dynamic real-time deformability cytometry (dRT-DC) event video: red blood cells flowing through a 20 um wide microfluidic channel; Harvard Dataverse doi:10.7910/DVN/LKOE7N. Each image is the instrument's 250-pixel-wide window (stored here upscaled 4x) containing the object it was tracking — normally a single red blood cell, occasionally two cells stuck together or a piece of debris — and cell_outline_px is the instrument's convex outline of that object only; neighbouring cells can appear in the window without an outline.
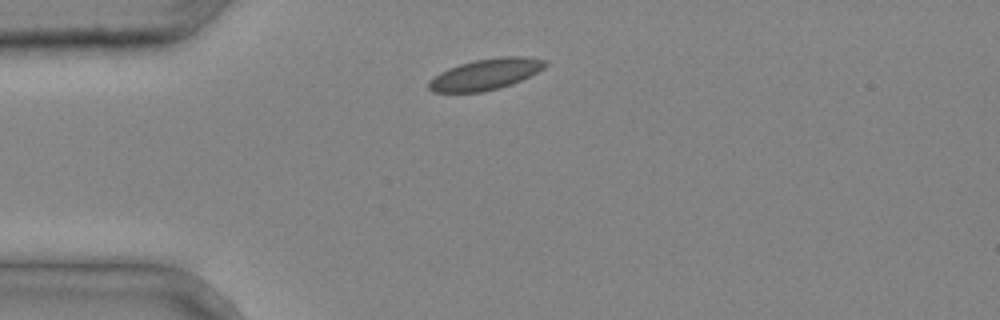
{"species": "common noctule bat (a hibernating species)", "species_latin": "Nyctalus noctula", "temperature_condition": "cold", "stored_images_in_passage": 2, "camera_frame_rate_fps": 3000, "um_per_image_px": 0.085, "animal": {"sex": "male", "body_mass_g": 20.4}, "frame": {"image": 1, "passage_image": 1, "time_ms": 0.0, "image_size_px": [1000, 320], "cell_outline_px": [[548, 64], [544, 68], [512, 84], [500, 88], [480, 92], [432, 92], [428, 88], [428, 84], [440, 72], [448, 68], [460, 64], [476, 60], [500, 56], [524, 56], [548, 60]], "centroid_in_image_um": [41.31, 6.3], "position_along_channel_um": 43.7, "area_um2": 20.92}}